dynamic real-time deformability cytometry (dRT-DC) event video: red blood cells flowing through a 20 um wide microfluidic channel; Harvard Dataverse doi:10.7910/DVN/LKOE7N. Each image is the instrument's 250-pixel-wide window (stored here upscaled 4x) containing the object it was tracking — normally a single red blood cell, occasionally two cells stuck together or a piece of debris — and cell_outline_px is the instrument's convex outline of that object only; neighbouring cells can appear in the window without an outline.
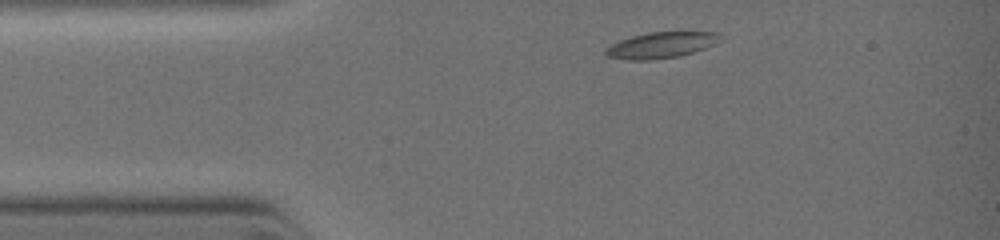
{"species": "common noctule bat (a hibernating species)", "species_latin": "Nyctalus noctula", "temperature_condition": "warm", "stored_images_in_passage": 12, "camera_frame_rate_fps": 3000, "um_per_image_px": 0.085, "animal": {"sex": "female", "body_mass_g": 19.0, "forearm_length_mm": 51.5}, "frame": {"image": 1, "passage_image": 1, "time_ms": 0.0, "image_size_px": [1000, 240], "cell_outline_px": [[724, 40], [716, 44], [680, 56], [652, 60], [628, 60], [608, 56], [604, 52], [604, 48], [620, 40], [632, 36], [648, 32], [716, 32]], "centroid_in_image_um": [56.2, 3.83], "position_along_channel_um": 28.8, "area_um2": 17.4}}
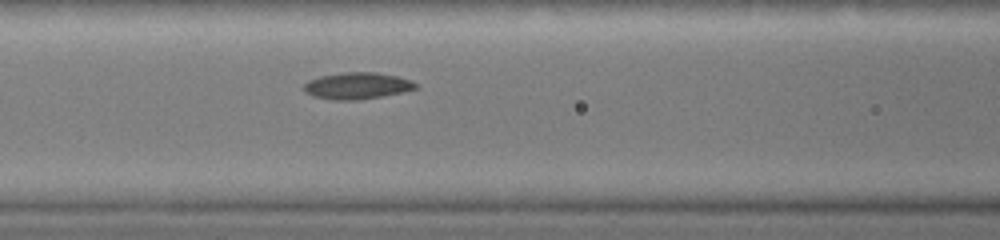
{"frame": {"image": 2, "passage_image": 7, "time_ms": 2.667, "image_size_px": [1000, 240], "cell_outline_px": [[420, 88], [404, 92], [384, 96], [360, 100], [332, 100], [312, 96], [304, 88], [304, 84], [308, 80], [320, 76], [344, 72], [372, 72], [396, 76], [412, 80]], "centroid_in_image_um": [30.39, 7.3], "position_along_channel_um": 136.2, "area_um2": 17.46}}
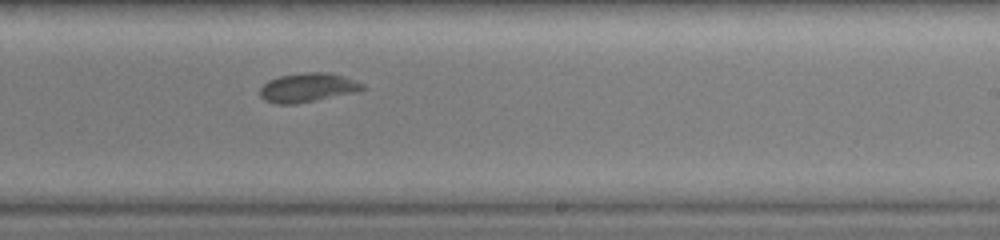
{"frame": {"image": 3, "passage_image": 12, "time_ms": 5.0, "image_size_px": [1000, 240], "cell_outline_px": [[364, 88], [356, 92], [316, 100], [292, 104], [276, 104], [264, 100], [260, 96], [260, 88], [268, 80], [280, 76], [304, 72], [328, 72], [364, 84]], "centroid_in_image_um": [26.1, 7.45], "position_along_channel_um": 262.9, "area_um2": 17.11}}